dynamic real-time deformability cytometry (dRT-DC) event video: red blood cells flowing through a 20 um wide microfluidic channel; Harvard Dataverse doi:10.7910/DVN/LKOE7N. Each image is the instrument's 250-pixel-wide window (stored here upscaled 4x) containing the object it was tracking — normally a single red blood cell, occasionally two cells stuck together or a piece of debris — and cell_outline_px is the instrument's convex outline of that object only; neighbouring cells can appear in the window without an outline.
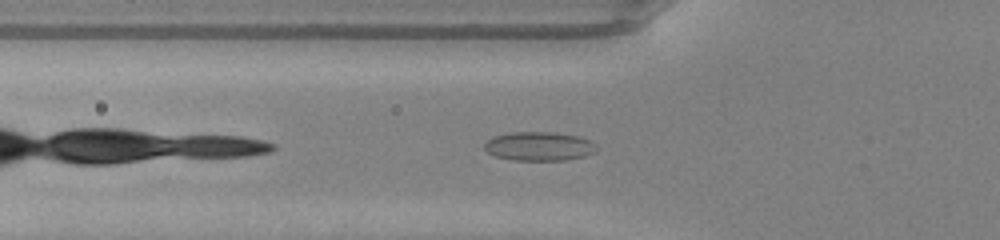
{"species": "common noctule bat (a hibernating species)", "species_latin": "Nyctalus noctula", "temperature_condition": "warm", "stored_images_in_passage": 37, "segment_of_instrument_passage": [1, 2], "camera_frame_rate_fps": 3000, "um_per_image_px": 0.085, "animal": {"sex": "male", "body_mass_g": 20.0, "forearm_length_mm": 53.3}, "frame": {"image": 1, "passage_image": 3, "time_ms": 0.667, "image_size_px": [1000, 240], "cell_outline_px": [[596, 152], [584, 156], [564, 160], [512, 160], [496, 156], [488, 152], [484, 148], [484, 144], [492, 136], [512, 132], [552, 132], [576, 136], [588, 140], [596, 144]], "centroid_in_image_um": [45.8, 12.43], "position_along_channel_um": 80.0, "area_um2": 18.79}}
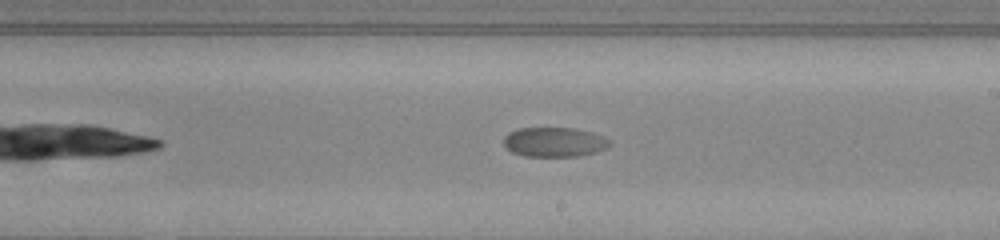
{"frame": {"image": 2, "passage_image": 15, "time_ms": 4.667, "image_size_px": [1000, 240], "cell_outline_px": [[612, 144], [608, 148], [576, 156], [524, 156], [512, 152], [504, 144], [504, 136], [508, 132], [516, 128], [576, 128], [592, 132], [604, 136], [612, 140]], "centroid_in_image_um": [47.14, 12.06], "position_along_channel_um": 241.9, "area_um2": 18.38}}
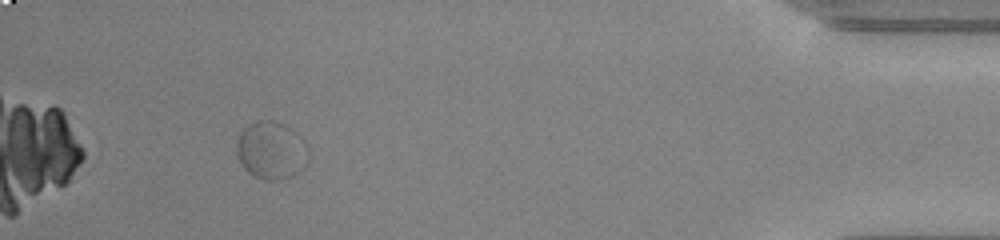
{"frame": {"image": 3, "passage_image": 32, "time_ms": 10.333, "image_size_px": [1000, 240], "cell_outline_px": [[312, 156], [308, 164], [304, 168], [292, 176], [280, 180], [264, 180], [252, 176], [244, 168], [236, 152], [236, 140], [240, 132], [248, 124], [256, 120], [272, 120], [284, 124], [292, 128], [308, 144]], "centroid_in_image_um": [23.11, 12.78], "position_along_channel_um": 412.1, "area_um2": 25.03}}